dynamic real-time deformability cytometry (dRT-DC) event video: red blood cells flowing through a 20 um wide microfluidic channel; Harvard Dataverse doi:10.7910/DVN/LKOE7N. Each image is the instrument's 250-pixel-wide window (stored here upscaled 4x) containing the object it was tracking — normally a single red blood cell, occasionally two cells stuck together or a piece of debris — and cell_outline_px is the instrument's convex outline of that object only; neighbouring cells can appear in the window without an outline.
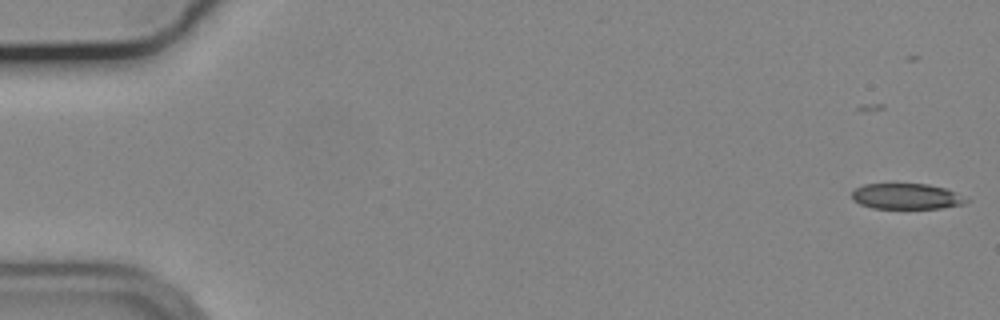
{"species": "common noctule bat (a hibernating species)", "species_latin": "Nyctalus noctula", "temperature_condition": "cold", "stored_images_in_passage": 3, "camera_frame_rate_fps": 3000, "um_per_image_px": 0.085, "animal": {"sex": "male", "body_mass_g": 19.2, "forearm_length_mm": 51.8}, "frame": {"image": 1, "passage_image": 3, "time_ms": 0.667, "image_size_px": [1000, 320], "cell_outline_px": [[968, 200], [964, 204], [940, 208], [872, 208], [860, 204], [852, 200], [852, 192], [856, 188], [864, 184], [928, 184], [944, 188]], "centroid_in_image_um": [76.98, 16.69], "position_along_channel_um": 8.0, "area_um2": 16.82}}